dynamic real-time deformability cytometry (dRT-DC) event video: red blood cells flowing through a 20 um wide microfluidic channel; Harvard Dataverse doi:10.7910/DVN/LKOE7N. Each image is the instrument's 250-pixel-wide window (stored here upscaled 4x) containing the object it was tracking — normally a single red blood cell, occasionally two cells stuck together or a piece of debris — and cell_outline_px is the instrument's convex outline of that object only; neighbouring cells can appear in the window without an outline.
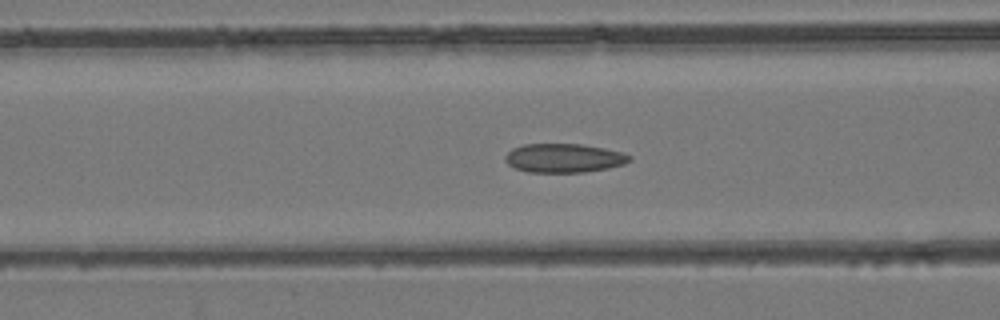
{"species": "common noctule bat (a hibernating species)", "species_latin": "Nyctalus noctula", "temperature_condition": "room temperature", "stored_images_in_passage": 39, "camera_frame_rate_fps": 3000, "um_per_image_px": 0.085, "animal": {"sex": "female", "body_mass_g": 24.6, "forearm_length_mm": 56.2}, "frame": {"image": 1, "passage_image": 11, "time_ms": 3.333, "image_size_px": [1000, 320], "cell_outline_px": [[632, 160], [624, 164], [608, 168], [584, 172], [528, 172], [516, 168], [508, 164], [504, 160], [504, 156], [512, 148], [524, 144], [580, 144], [604, 148], [620, 152], [632, 156]], "centroid_in_image_um": [47.92, 13.43], "position_along_channel_um": 118.7, "area_um2": 20.92}}
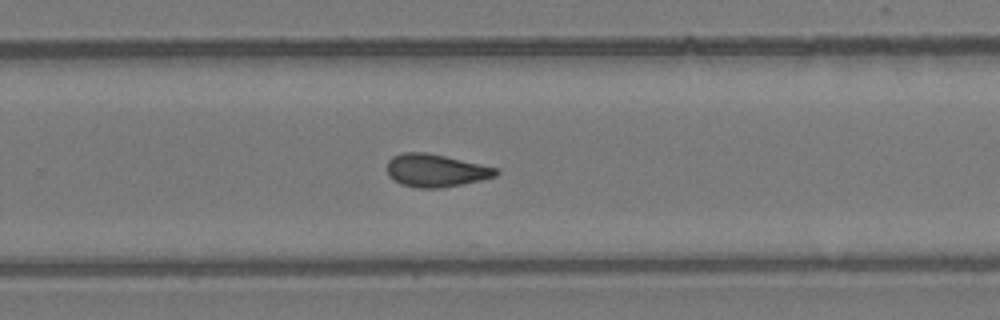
{"frame": {"image": 2, "passage_image": 23, "time_ms": 7.333, "image_size_px": [1000, 320], "cell_outline_px": [[500, 172], [496, 176], [464, 184], [440, 188], [420, 188], [400, 184], [388, 176], [388, 160], [392, 156], [404, 152], [424, 152], [444, 156], [496, 168]], "centroid_in_image_um": [37.01, 14.5], "position_along_channel_um": 292.8, "area_um2": 20.63}}
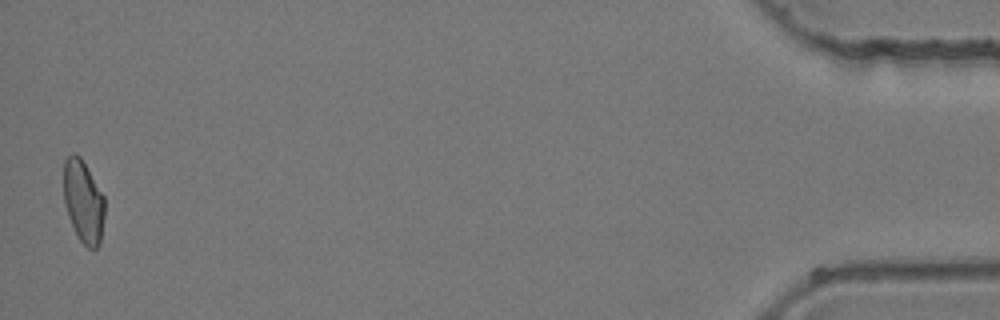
{"frame": {"image": 3, "passage_image": 39, "time_ms": 12.667, "image_size_px": [1000, 320], "cell_outline_px": [[104, 216], [100, 244], [96, 248], [88, 248], [80, 240], [68, 216], [64, 204], [64, 160], [72, 152], [76, 152], [80, 156], [104, 196]], "centroid_in_image_um": [7.08, 17.1], "position_along_channel_um": 428.1, "area_um2": 19.65}}